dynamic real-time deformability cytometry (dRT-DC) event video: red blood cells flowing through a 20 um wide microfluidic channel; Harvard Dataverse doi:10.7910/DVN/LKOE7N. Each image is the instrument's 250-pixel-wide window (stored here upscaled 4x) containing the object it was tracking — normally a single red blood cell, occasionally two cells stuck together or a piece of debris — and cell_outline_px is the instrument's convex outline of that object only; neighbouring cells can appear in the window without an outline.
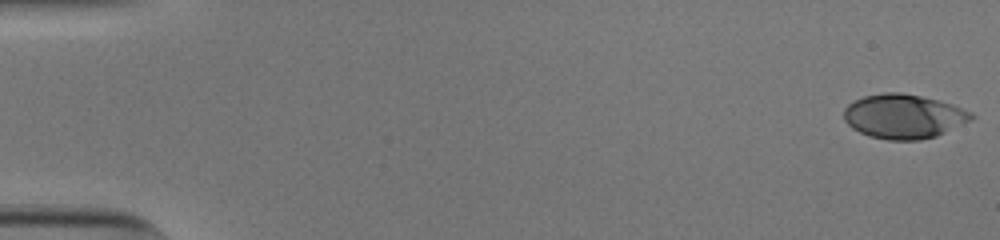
{"species": "human", "species_latin": "Homo sapiens", "temperature_condition": "cold", "stored_images_in_passage": 54, "camera_frame_rate_fps": 3000, "um_per_image_px": 0.085, "donor": {"sex": "male"}, "frame": {"image": 1, "passage_image": 1, "time_ms": 0.0, "image_size_px": [1000, 240], "cell_outline_px": [[976, 116], [972, 120], [936, 136], [920, 140], [888, 140], [868, 136], [852, 128], [844, 120], [844, 108], [852, 100], [864, 96], [884, 92], [900, 92], [940, 100], [952, 104], [972, 112]], "centroid_in_image_um": [76.81, 9.88], "position_along_channel_um": 8.2, "area_um2": 33.18}}
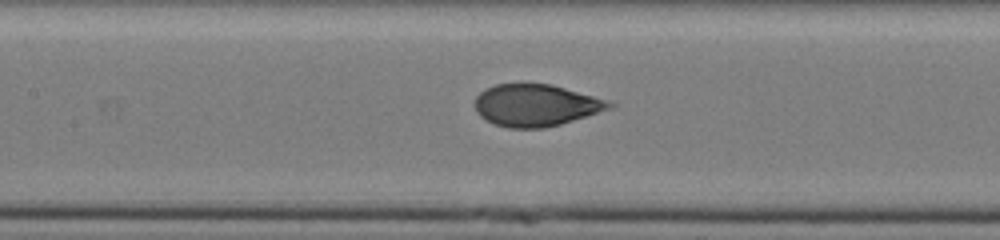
{"frame": {"image": 2, "passage_image": 26, "time_ms": 8.333, "image_size_px": [1000, 240], "cell_outline_px": [[616, 104], [612, 108], [560, 124], [544, 128], [508, 128], [492, 124], [484, 120], [476, 112], [472, 104], [476, 96], [484, 88], [496, 84], [552, 84], [592, 96]], "centroid_in_image_um": [45.46, 8.96], "position_along_channel_um": 161.9, "area_um2": 32.95}}
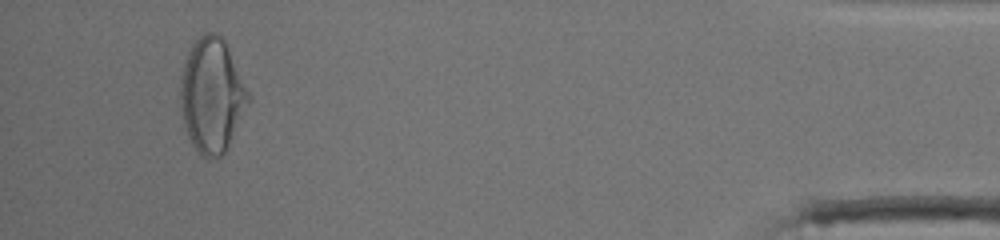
{"frame": {"image": 3, "passage_image": 51, "time_ms": 16.667, "image_size_px": [1000, 240], "cell_outline_px": [[252, 100], [224, 152], [220, 156], [208, 160], [200, 156], [192, 144], [188, 136], [184, 124], [180, 100], [180, 76], [188, 52], [192, 44], [204, 32], [216, 32], [224, 40], [252, 96]], "centroid_in_image_um": [18.02, 8.12], "position_along_channel_um": 417.2, "area_um2": 45.49}, "authors_computed_cell_mechanics": {"area_um2": 33.6396, "velocity_mm_per_s": 3.8366, "shape_relaxation_time_tau1_ms": 6.0269, "shape_relaxation_time_tau2_ms": null, "deformation_change_tau1": 0.1985, "deformation_change_tau2": null}}